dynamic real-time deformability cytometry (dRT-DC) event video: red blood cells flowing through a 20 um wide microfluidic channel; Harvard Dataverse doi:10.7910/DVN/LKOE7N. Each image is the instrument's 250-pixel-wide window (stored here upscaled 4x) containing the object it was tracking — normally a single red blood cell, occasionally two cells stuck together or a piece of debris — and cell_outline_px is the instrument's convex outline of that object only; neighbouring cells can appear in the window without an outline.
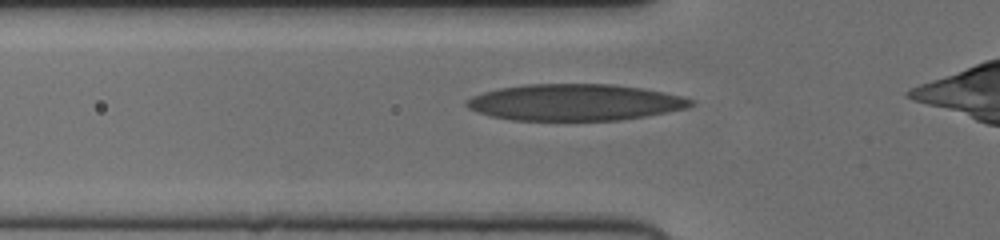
{"species": "human", "species_latin": "Homo sapiens", "temperature_condition": "cold", "stored_images_in_passage": 32, "camera_frame_rate_fps": 3000, "um_per_image_px": 0.085, "donor": {"sex": "female"}, "frame": {"image": 1, "passage_image": 4, "time_ms": 1.0, "image_size_px": [1000, 240], "cell_outline_px": [[692, 104], [684, 108], [668, 112], [620, 120], [512, 120], [492, 116], [468, 108], [464, 104], [464, 100], [472, 96], [484, 92], [500, 88], [524, 84], [612, 84], [640, 88], [664, 92], [684, 96], [692, 100]], "centroid_in_image_um": [48.83, 8.69], "position_along_channel_um": 77.0, "area_um2": 47.45}}
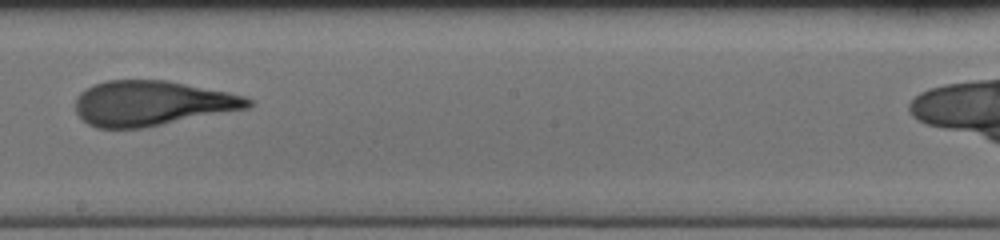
{"frame": {"image": 2, "passage_image": 16, "time_ms": 5.0, "image_size_px": [1000, 240], "cell_outline_px": [[252, 104], [248, 108], [140, 128], [96, 128], [88, 124], [76, 112], [76, 100], [80, 92], [92, 84], [104, 80], [168, 80], [228, 92], [244, 96], [252, 100]], "centroid_in_image_um": [12.88, 8.76], "position_along_channel_um": 235.3, "area_um2": 45.03}}
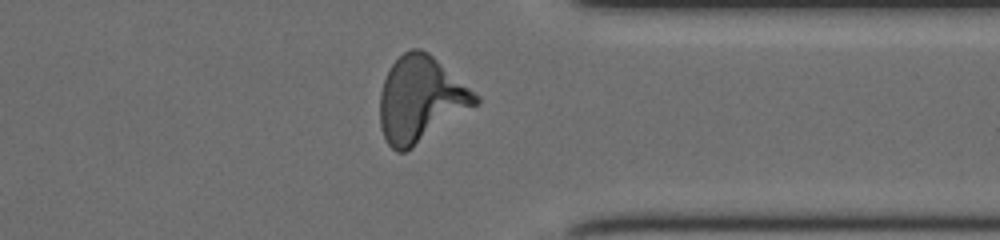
{"frame": {"image": 3, "passage_image": 27, "time_ms": 8.667, "image_size_px": [1000, 240], "cell_outline_px": [[480, 104], [412, 148], [404, 152], [396, 152], [388, 144], [380, 128], [380, 92], [384, 80], [392, 64], [404, 52], [412, 48], [420, 48], [428, 52], [480, 96]], "centroid_in_image_um": [35.78, 8.46], "position_along_channel_um": 375.6, "area_um2": 47.74}}